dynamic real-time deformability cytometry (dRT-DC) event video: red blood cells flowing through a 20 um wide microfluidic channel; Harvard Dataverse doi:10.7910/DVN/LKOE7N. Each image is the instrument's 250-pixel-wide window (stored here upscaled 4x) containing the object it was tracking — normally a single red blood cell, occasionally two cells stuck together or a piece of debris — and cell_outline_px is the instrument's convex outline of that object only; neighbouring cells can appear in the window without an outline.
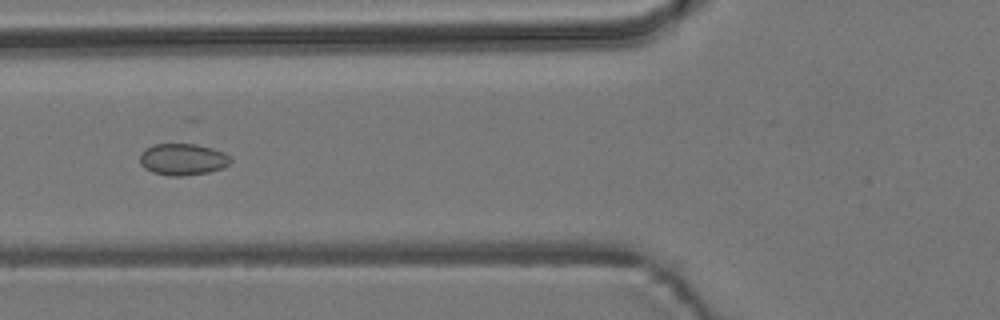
{"species": "common noctule bat (a hibernating species)", "species_latin": "Nyctalus noctula", "temperature_condition": "room temperature", "stored_images_in_passage": 5, "camera_frame_rate_fps": 3000, "um_per_image_px": 0.085, "animal": {"sex": "male", "body_mass_g": 19.2, "forearm_length_mm": 51.8}, "frame": {"image": 1, "passage_image": 2, "time_ms": 1.333, "image_size_px": [1000, 320], "cell_outline_px": [[232, 160], [228, 164], [220, 168], [208, 172], [184, 176], [168, 176], [152, 172], [144, 168], [140, 164], [140, 152], [144, 148], [152, 144], [196, 144], [212, 148], [224, 152]], "centroid_in_image_um": [15.48, 13.54], "position_along_channel_um": 110.3, "area_um2": 16.82}}
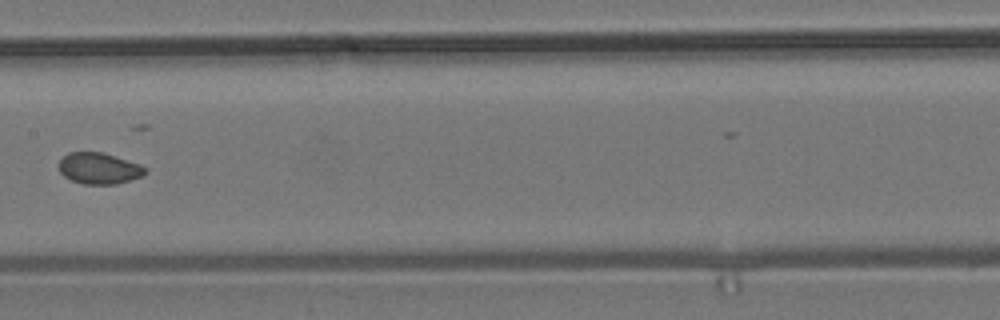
{"frame": {"image": 2, "passage_image": 4, "time_ms": 3.667, "image_size_px": [1000, 320], "cell_outline_px": [[148, 172], [144, 176], [116, 184], [84, 184], [72, 180], [64, 176], [60, 172], [60, 160], [68, 152], [100, 152], [140, 164], [148, 168]], "centroid_in_image_um": [8.46, 14.32], "position_along_channel_um": 198.9, "area_um2": 15.66}}
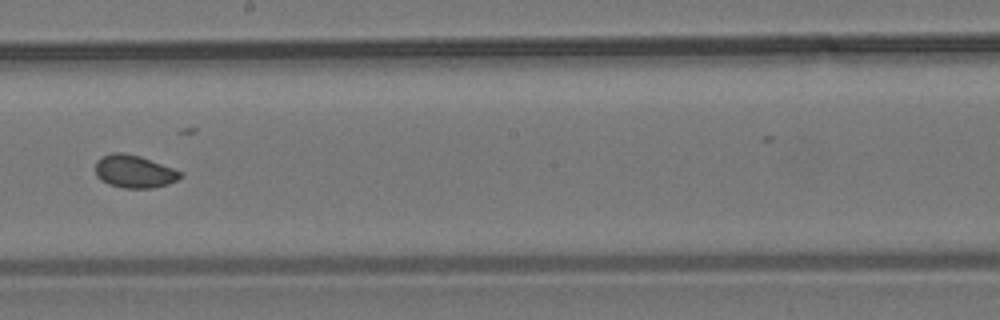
{"frame": {"image": 3, "passage_image": 5, "time_ms": 4.667, "image_size_px": [1000, 320], "cell_outline_px": [[184, 176], [168, 184], [152, 188], [124, 188], [108, 184], [100, 180], [96, 176], [96, 160], [112, 152], [124, 152], [140, 156], [184, 172]], "centroid_in_image_um": [11.42, 14.58], "position_along_channel_um": 236.8, "area_um2": 16.36}}